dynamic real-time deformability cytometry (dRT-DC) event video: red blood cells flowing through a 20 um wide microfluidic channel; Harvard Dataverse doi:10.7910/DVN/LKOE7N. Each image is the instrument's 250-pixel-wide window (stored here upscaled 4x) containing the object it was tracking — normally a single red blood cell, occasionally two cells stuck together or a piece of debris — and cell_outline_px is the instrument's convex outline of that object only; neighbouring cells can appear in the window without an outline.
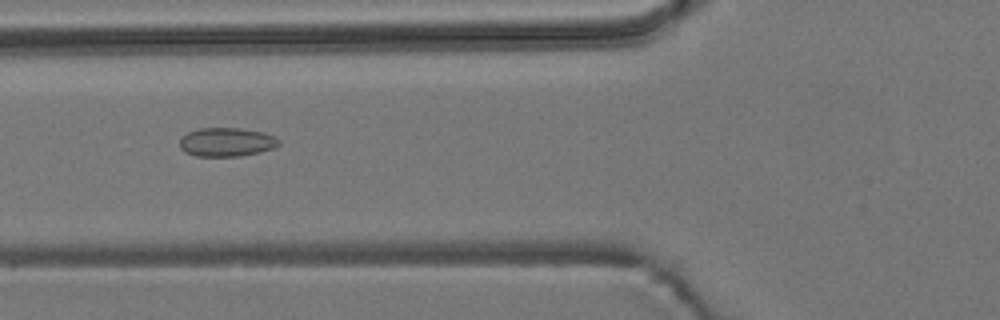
{"species": "common noctule bat (a hibernating species)", "species_latin": "Nyctalus noctula", "temperature_condition": "room temperature", "stored_images_in_passage": 6, "camera_frame_rate_fps": 3000, "um_per_image_px": 0.085, "animal": {"sex": "male", "body_mass_g": 19.2, "forearm_length_mm": 51.8}, "frame": {"image": 1, "passage_image": 4, "time_ms": 1.0, "image_size_px": [1000, 320], "cell_outline_px": [[280, 144], [272, 148], [260, 152], [240, 156], [196, 156], [184, 152], [180, 148], [180, 136], [188, 132], [200, 128], [240, 128], [264, 132], [276, 136], [280, 140]], "centroid_in_image_um": [19.26, 12.07], "position_along_channel_um": 106.5, "area_um2": 16.82}}
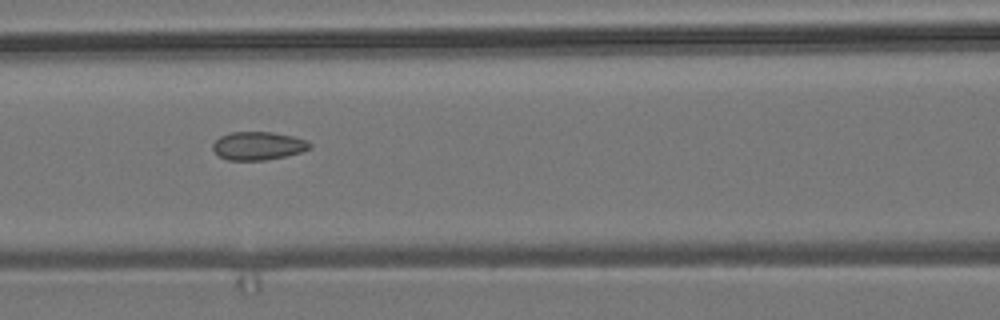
{"frame": {"image": 2, "passage_image": 5, "time_ms": 1.333, "image_size_px": [1000, 320], "cell_outline_px": [[312, 148], [300, 152], [284, 156], [264, 160], [228, 160], [220, 156], [212, 148], [212, 144], [220, 136], [232, 132], [272, 132], [292, 136], [308, 140], [312, 144]], "centroid_in_image_um": [21.96, 12.39], "position_along_channel_um": 144.6, "area_um2": 15.9}}
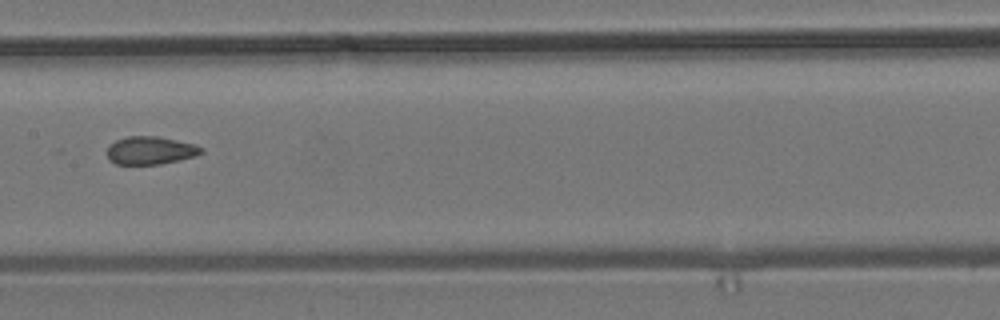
{"frame": {"image": 3, "passage_image": 6, "time_ms": 1.667, "image_size_px": [1000, 320], "cell_outline_px": [[204, 152], [196, 156], [180, 160], [160, 164], [116, 164], [108, 160], [108, 148], [116, 140], [128, 136], [160, 136], [192, 144], [204, 148]], "centroid_in_image_um": [12.81, 12.79], "position_along_channel_um": 194.6, "area_um2": 15.32}}